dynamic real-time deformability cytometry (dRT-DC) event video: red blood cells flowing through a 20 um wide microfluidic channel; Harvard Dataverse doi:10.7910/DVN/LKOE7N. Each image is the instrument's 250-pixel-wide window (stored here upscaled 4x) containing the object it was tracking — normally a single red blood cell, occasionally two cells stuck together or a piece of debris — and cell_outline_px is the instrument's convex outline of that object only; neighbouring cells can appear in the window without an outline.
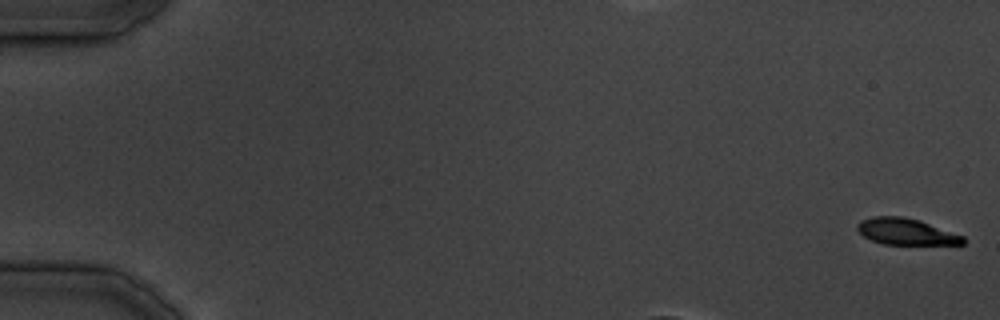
{"species": "common noctule bat (a hibernating species)", "species_latin": "Nyctalus noctula", "temperature_condition": "cold", "stored_images_in_passage": 12, "camera_frame_rate_fps": 3000, "um_per_image_px": 0.085, "animal": {"sex": "male", "body_mass_g": 19.5, "forearm_length_mm": 54.6}, "frame": {"image": 1, "passage_image": 1, "time_ms": 0.0, "image_size_px": [1000, 320], "cell_outline_px": [[964, 244], [884, 244], [872, 240], [864, 236], [856, 228], [856, 224], [860, 220], [872, 216], [904, 216], [920, 220], [964, 236]], "centroid_in_image_um": [76.99, 19.67], "position_along_channel_um": 8.0, "area_um2": 16.24}}